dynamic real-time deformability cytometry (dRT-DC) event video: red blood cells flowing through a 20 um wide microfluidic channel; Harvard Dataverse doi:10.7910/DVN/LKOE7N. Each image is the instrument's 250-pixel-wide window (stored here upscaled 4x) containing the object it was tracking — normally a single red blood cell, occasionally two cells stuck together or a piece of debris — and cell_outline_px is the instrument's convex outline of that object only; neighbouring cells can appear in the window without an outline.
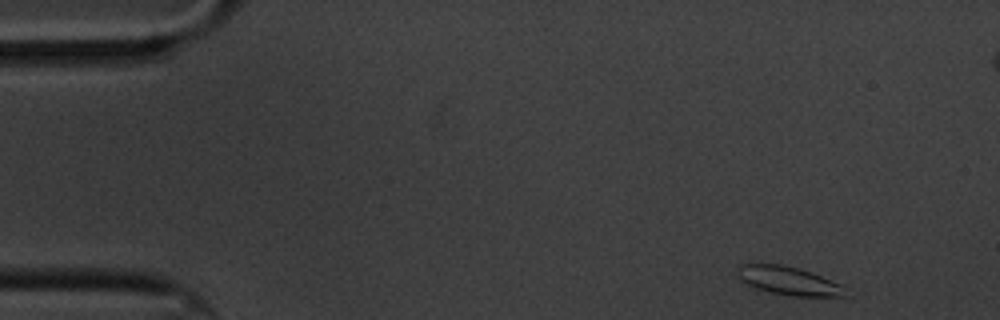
{"species": "common noctule bat (a hibernating species)", "species_latin": "Nyctalus noctula", "temperature_condition": "cold", "stored_images_in_passage": 57, "camera_frame_rate_fps": 3000, "um_per_image_px": 0.085, "animal": {"sex": "male", "body_mass_g": 20.1, "forearm_length_mm": 53.5}, "frame": {"image": 1, "passage_image": 1, "time_ms": 0.0, "image_size_px": [1000, 320], "cell_outline_px": [[848, 296], [792, 296], [768, 292], [752, 288], [740, 280], [740, 264], [780, 264], [800, 268], [812, 272], [840, 284], [844, 288]], "centroid_in_image_um": [67.04, 23.88], "position_along_channel_um": 18.0, "area_um2": 17.8}}
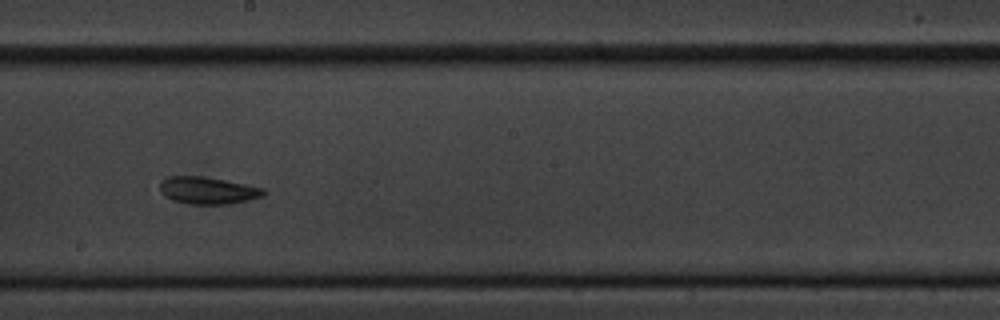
{"frame": {"image": 2, "passage_image": 29, "time_ms": 9.333, "image_size_px": [1000, 320], "cell_outline_px": [[268, 192], [264, 196], [248, 200], [228, 204], [188, 204], [172, 200], [164, 196], [160, 192], [160, 180], [168, 176], [204, 176], [264, 188]], "centroid_in_image_um": [17.65, 16.19], "position_along_channel_um": 230.6, "area_um2": 16.59}}
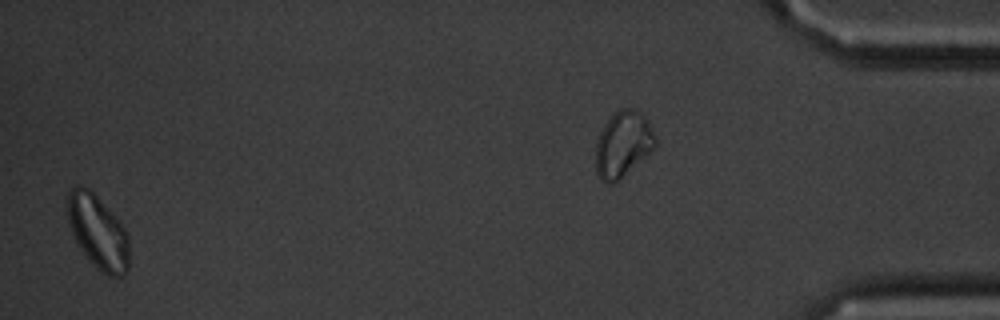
{"frame": {"image": 3, "passage_image": 55, "time_ms": 18.0, "image_size_px": [1000, 320], "cell_outline_px": [[128, 272], [120, 276], [108, 276], [100, 272], [88, 260], [72, 236], [68, 224], [68, 188], [76, 184], [80, 184], [88, 188], [96, 196], [124, 228], [128, 236]], "centroid_in_image_um": [8.28, 19.73], "position_along_channel_um": 426.9, "area_um2": 26.47}, "authors_computed_cell_mechanics": {"area_um2": 16.9932, "velocity_mm_per_s": 3.2798, "shape_relaxation_time_tau1_ms": null, "shape_relaxation_time_tau2_ms": 4.2966, "deformation_change_tau1": null, "deformation_change_tau2": 0.0945}}